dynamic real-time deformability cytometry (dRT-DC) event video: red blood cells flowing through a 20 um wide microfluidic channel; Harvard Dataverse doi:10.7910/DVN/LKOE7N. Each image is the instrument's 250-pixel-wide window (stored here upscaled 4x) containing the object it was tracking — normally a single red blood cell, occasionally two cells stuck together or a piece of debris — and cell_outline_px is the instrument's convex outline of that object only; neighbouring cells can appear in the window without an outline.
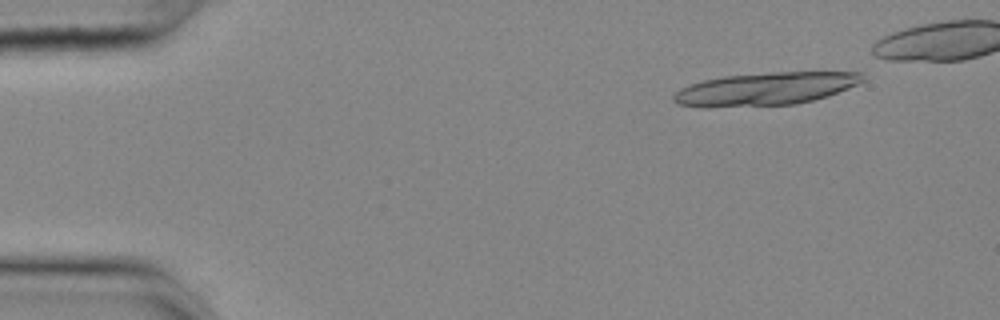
{"species": "common noctule bat (a hibernating species)", "species_latin": "Nyctalus noctula", "temperature_condition": "cold", "stored_images_in_passage": 14, "camera_frame_rate_fps": 3000, "um_per_image_px": 0.085, "animal": {"sex": "female", "body_mass_g": 25.1}, "frame": {"image": 1, "passage_image": 1, "time_ms": 0.0, "image_size_px": [1000, 320], "cell_outline_px": [[864, 80], [848, 88], [828, 96], [796, 104], [708, 108], [704, 108], [676, 104], [672, 100], [672, 96], [680, 88], [704, 80], [724, 76], [772, 72], [860, 72]], "centroid_in_image_um": [65.0, 7.57], "position_along_channel_um": 20.0, "area_um2": 36.24}}